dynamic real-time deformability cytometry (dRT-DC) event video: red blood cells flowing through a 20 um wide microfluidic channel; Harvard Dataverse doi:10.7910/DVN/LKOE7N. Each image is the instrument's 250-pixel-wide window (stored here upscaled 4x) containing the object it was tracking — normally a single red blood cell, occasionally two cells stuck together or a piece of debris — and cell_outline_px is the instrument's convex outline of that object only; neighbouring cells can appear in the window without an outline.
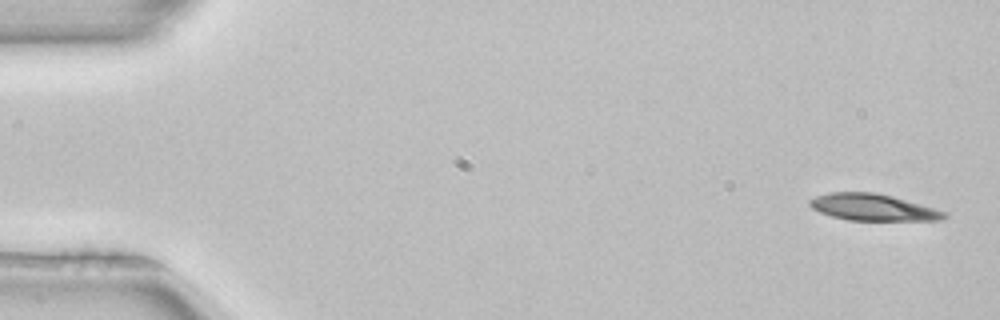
{"species": "common noctule bat (a hibernating species)", "species_latin": "Nyctalus noctula", "temperature_condition": "room temperature", "stored_images_in_passage": 50, "camera_frame_rate_fps": 3000, "um_per_image_px": 0.085, "animal": {"sex": "female", "body_mass_g": 22.7, "forearm_length_mm": 54.2}, "frame": {"image": 1, "passage_image": 1, "time_ms": 0.0, "image_size_px": [1000, 320], "cell_outline_px": [[948, 216], [940, 220], [848, 220], [832, 216], [820, 212], [812, 208], [808, 204], [808, 200], [816, 196], [828, 192], [876, 192], [892, 196], [932, 208], [944, 212]], "centroid_in_image_um": [74.12, 17.61], "position_along_channel_um": 10.9, "area_um2": 20.63}}
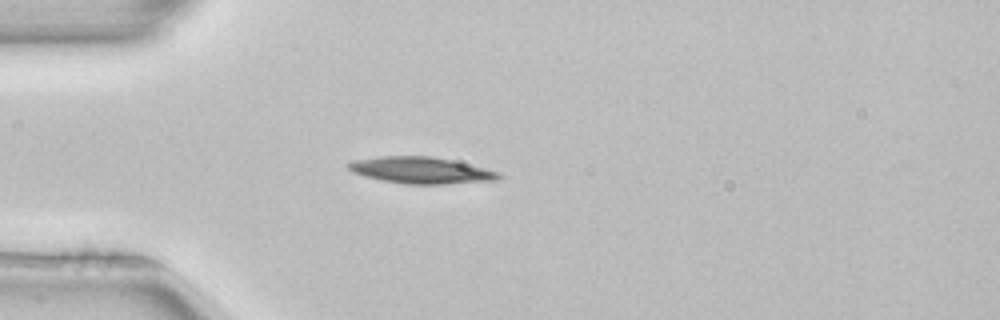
{"frame": {"image": 2, "passage_image": 13, "time_ms": 4.0, "image_size_px": [1000, 320], "cell_outline_px": [[504, 176], [496, 180], [444, 184], [404, 184], [384, 180], [352, 172], [348, 168], [348, 164], [352, 160], [380, 156], [432, 156], [452, 160], [500, 172]], "centroid_in_image_um": [35.81, 14.47], "position_along_channel_um": 49.2, "area_um2": 23.06}}
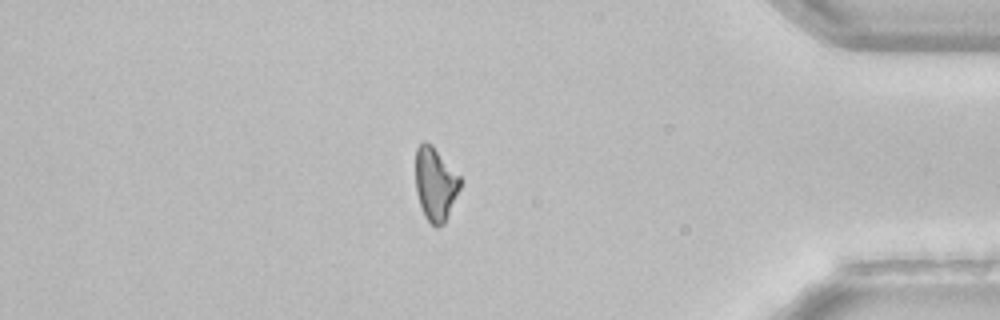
{"frame": {"image": 3, "passage_image": 43, "time_ms": 14.0, "image_size_px": [1000, 320], "cell_outline_px": [[460, 188], [444, 224], [436, 228], [424, 216], [416, 192], [416, 148], [424, 140], [432, 144], [460, 176]], "centroid_in_image_um": [37.0, 15.63], "position_along_channel_um": 398.2, "area_um2": 19.02}, "authors_computed_cell_mechanics": {"area_um2": 21.1837, "velocity_mm_per_s": 3.984, "shape_relaxation_time_tau1_ms": 4.5923, "shape_relaxation_time_tau2_ms": null, "deformation_change_tau1": 0.1391, "deformation_change_tau2": null}}